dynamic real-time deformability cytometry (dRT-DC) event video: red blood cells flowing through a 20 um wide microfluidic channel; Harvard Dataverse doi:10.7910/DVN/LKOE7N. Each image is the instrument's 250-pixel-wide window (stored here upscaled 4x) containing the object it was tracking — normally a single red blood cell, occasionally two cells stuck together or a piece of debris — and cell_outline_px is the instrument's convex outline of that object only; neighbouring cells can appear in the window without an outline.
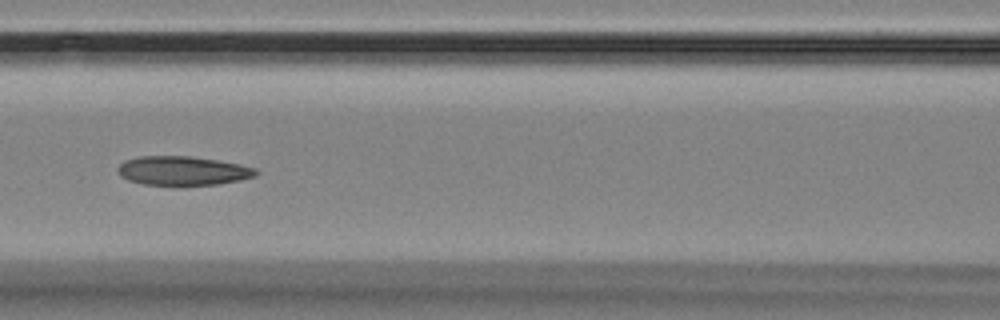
{"species": "Egyptian fruit bat (a non-hibernating species)", "species_latin": "Rousettus aegyptiacus", "temperature_condition": "room temperature", "stored_images_in_passage": 7, "camera_frame_rate_fps": 3000, "um_per_image_px": 0.085, "animal": {"sex": "female"}, "frame": {"image": 1, "passage_image": 7, "time_ms": 8.0, "image_size_px": [1000, 320], "cell_outline_px": [[260, 172], [256, 176], [240, 180], [216, 184], [144, 184], [128, 180], [120, 176], [116, 172], [116, 168], [124, 160], [140, 156], [188, 156], [216, 160], [240, 164], [256, 168]], "centroid_in_image_um": [15.52, 14.5], "position_along_channel_um": 151.1, "area_um2": 23.24}}